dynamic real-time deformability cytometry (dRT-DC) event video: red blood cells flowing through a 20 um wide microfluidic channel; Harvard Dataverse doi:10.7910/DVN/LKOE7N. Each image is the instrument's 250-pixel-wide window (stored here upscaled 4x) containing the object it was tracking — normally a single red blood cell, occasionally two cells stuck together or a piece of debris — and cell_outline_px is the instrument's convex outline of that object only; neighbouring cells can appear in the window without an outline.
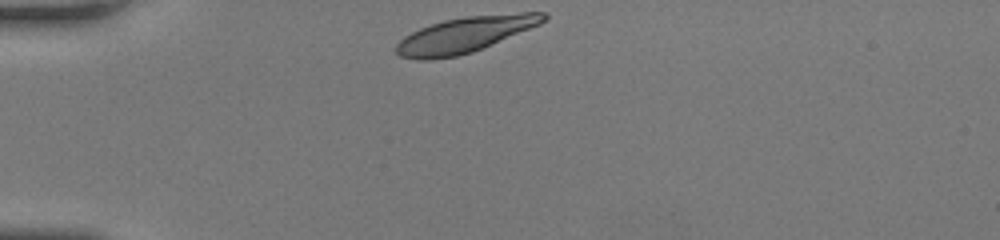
{"species": "human", "species_latin": "Homo sapiens", "temperature_condition": "room temperature", "stored_images_in_passage": 29, "camera_frame_rate_fps": 3000, "um_per_image_px": 0.085, "donor": {"sex": "female"}, "frame": {"image": 1, "passage_image": 1, "time_ms": 0.0, "image_size_px": [1000, 240], "cell_outline_px": [[548, 16], [540, 24], [472, 52], [456, 56], [432, 60], [416, 60], [400, 56], [396, 52], [396, 44], [404, 36], [420, 28], [444, 20], [468, 16], [520, 12], [544, 12]], "centroid_in_image_um": [39.49, 2.95], "position_along_channel_um": 45.5, "area_um2": 30.29}}
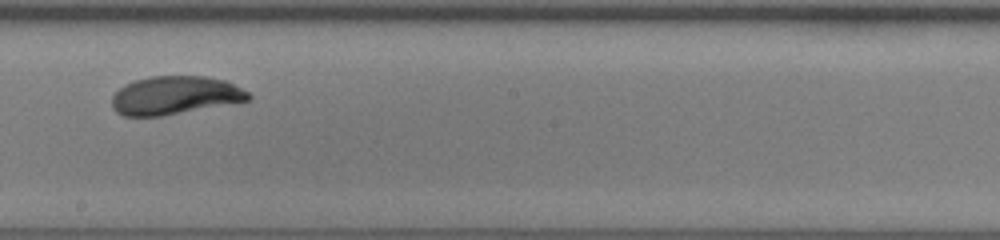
{"frame": {"image": 2, "passage_image": 17, "time_ms": 5.333, "image_size_px": [1000, 240], "cell_outline_px": [[252, 100], [160, 116], [124, 116], [116, 112], [112, 108], [112, 96], [124, 84], [136, 80], [152, 76], [204, 76], [224, 80], [248, 92], [252, 96]], "centroid_in_image_um": [14.86, 8.11], "position_along_channel_um": 233.3, "area_um2": 30.35}}
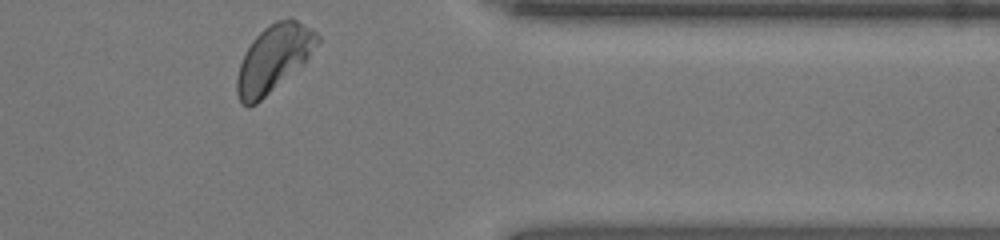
{"frame": {"image": 3, "passage_image": 29, "time_ms": 9.333, "image_size_px": [1000, 240], "cell_outline_px": [[320, 40], [308, 60], [304, 64], [256, 104], [240, 104], [236, 92], [236, 80], [240, 64], [252, 40], [268, 24], [276, 20], [288, 16], [292, 16], [312, 28], [320, 36]], "centroid_in_image_um": [23.3, 4.92], "position_along_channel_um": 388.1, "area_um2": 31.5}, "authors_computed_cell_mechanics": {"area_um2": 30.8074, "velocity_mm_per_s": 4.1576, "shape_relaxation_time_tau1_ms": 2.8839, "shape_relaxation_time_tau2_ms": null, "deformation_change_tau1": 0.1361, "deformation_change_tau2": null}}